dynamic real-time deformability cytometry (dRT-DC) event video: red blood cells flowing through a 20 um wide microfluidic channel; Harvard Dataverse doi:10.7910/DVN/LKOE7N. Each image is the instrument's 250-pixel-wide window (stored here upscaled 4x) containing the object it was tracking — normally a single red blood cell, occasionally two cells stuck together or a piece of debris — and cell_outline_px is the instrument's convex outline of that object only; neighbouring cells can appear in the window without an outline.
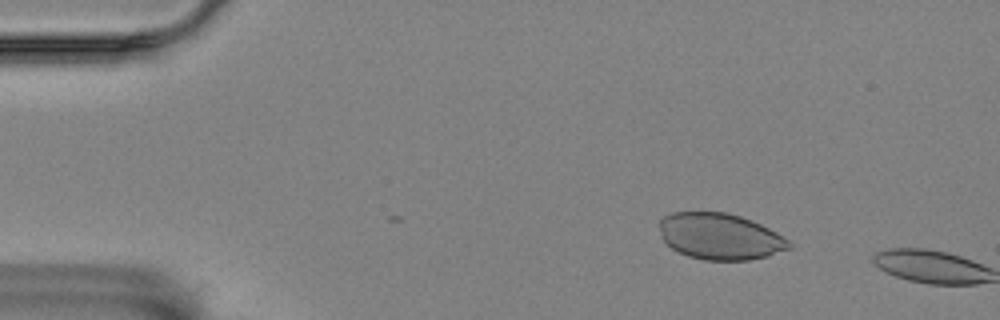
{"species": "Egyptian fruit bat (a non-hibernating species)", "species_latin": "Rousettus aegyptiacus", "temperature_condition": "room temperature", "stored_images_in_passage": 5, "camera_frame_rate_fps": 3000, "um_per_image_px": 0.085, "animal": {"sex": "female"}, "frame": {"image": 1, "passage_image": 5, "time_ms": 1.333, "image_size_px": [1000, 320], "cell_outline_px": [[792, 248], [768, 256], [748, 260], [704, 260], [688, 256], [664, 244], [660, 236], [656, 224], [664, 216], [672, 212], [724, 212], [740, 216], [760, 224], [776, 232], [788, 240], [792, 244]], "centroid_in_image_um": [61.15, 20.1], "position_along_channel_um": 23.9, "area_um2": 35.32}}